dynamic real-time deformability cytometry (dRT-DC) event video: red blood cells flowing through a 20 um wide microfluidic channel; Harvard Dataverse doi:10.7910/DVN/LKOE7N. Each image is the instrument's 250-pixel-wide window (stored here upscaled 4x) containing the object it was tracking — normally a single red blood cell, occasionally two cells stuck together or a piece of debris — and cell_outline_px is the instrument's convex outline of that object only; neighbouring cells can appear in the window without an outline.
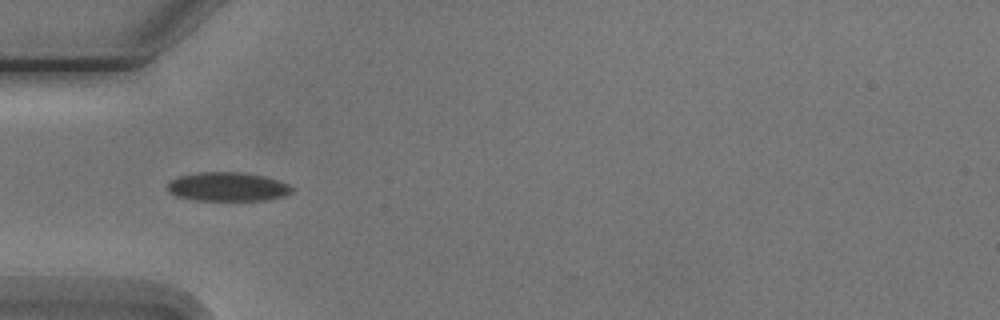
{"species": "Egyptian fruit bat (a non-hibernating species)", "species_latin": "Rousettus aegyptiacus", "temperature_condition": "cold", "stored_images_in_passage": 7, "camera_frame_rate_fps": 3000, "um_per_image_px": 0.085, "animal": {"sex": "male"}, "frame": {"image": 1, "passage_image": 5, "time_ms": 4.667, "image_size_px": [1000, 320], "cell_outline_px": [[292, 192], [284, 196], [268, 200], [196, 200], [176, 196], [168, 192], [168, 180], [180, 176], [200, 172], [244, 172], [264, 176], [288, 184], [292, 188]], "centroid_in_image_um": [19.33, 15.87], "position_along_channel_um": 65.7, "area_um2": 20.98}}
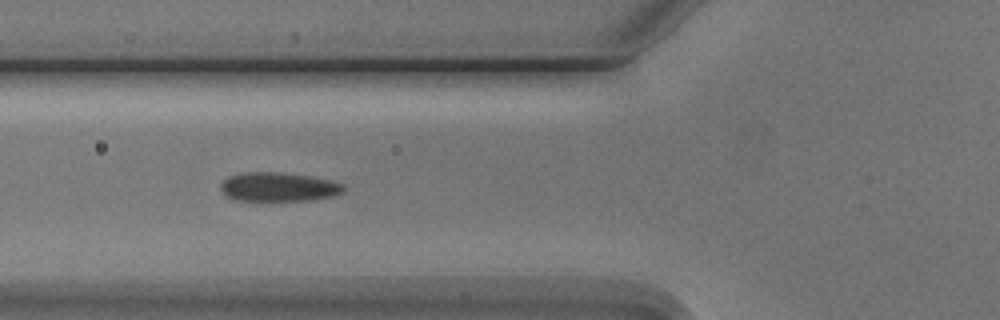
{"frame": {"image": 2, "passage_image": 6, "time_ms": 5.667, "image_size_px": [1000, 320], "cell_outline_px": [[344, 192], [332, 196], [308, 200], [268, 204], [260, 204], [232, 200], [224, 196], [220, 192], [220, 184], [228, 176], [244, 172], [276, 172], [308, 176], [328, 180], [344, 184]], "centroid_in_image_um": [23.55, 15.96], "position_along_channel_um": 102.2, "area_um2": 21.96}}
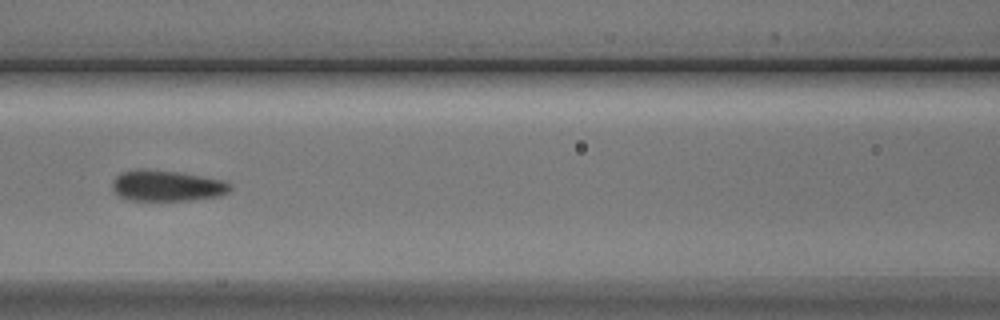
{"frame": {"image": 3, "passage_image": 7, "time_ms": 7.0, "image_size_px": [1000, 320], "cell_outline_px": [[232, 188], [228, 192], [220, 196], [196, 200], [128, 200], [120, 196], [112, 188], [112, 180], [120, 172], [136, 168], [144, 168], [180, 172], [224, 180], [232, 184]], "centroid_in_image_um": [14.19, 15.77], "position_along_channel_um": 152.4, "area_um2": 21.62}}